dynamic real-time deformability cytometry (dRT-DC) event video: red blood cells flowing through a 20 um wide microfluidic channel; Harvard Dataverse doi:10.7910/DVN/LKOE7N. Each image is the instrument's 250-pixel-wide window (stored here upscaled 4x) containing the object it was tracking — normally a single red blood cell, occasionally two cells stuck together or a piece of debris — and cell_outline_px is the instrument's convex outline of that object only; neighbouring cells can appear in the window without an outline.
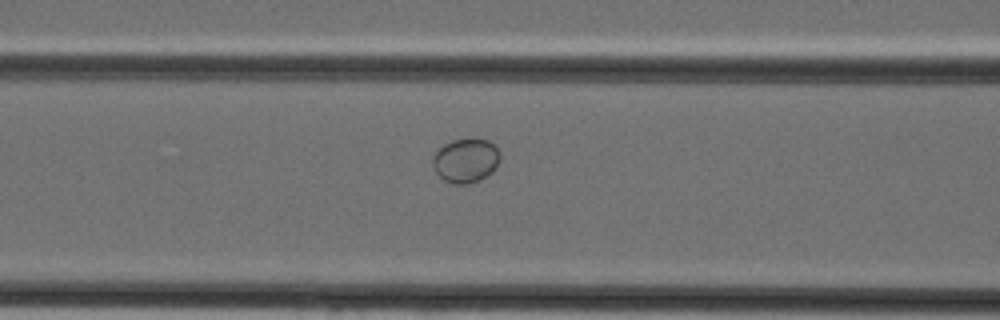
{"species": "Egyptian fruit bat (a non-hibernating species)", "species_latin": "Rousettus aegyptiacus", "temperature_condition": "cold", "stored_images_in_passage": 26, "camera_frame_rate_fps": 3000, "um_per_image_px": 0.085, "animal": {"sex": "female"}, "frame": {"image": 1, "passage_image": 7, "time_ms": 2.0, "image_size_px": [1000, 320], "cell_outline_px": [[500, 160], [496, 168], [492, 172], [480, 180], [468, 184], [456, 184], [444, 180], [436, 172], [432, 164], [432, 156], [444, 144], [452, 140], [472, 136], [488, 140], [500, 152]], "centroid_in_image_um": [39.6, 13.61], "position_along_channel_um": 127.0, "area_um2": 17.69}}
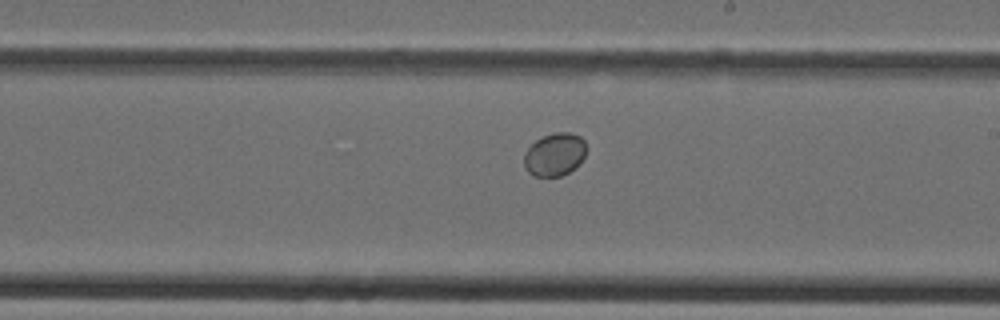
{"frame": {"image": 2, "passage_image": 14, "time_ms": 4.333, "image_size_px": [1000, 320], "cell_outline_px": [[588, 148], [580, 164], [568, 172], [560, 176], [536, 176], [528, 172], [524, 164], [524, 152], [536, 140], [544, 136], [556, 132], [568, 132], [580, 136], [584, 140]], "centroid_in_image_um": [47.17, 13.12], "position_along_channel_um": 241.8, "area_um2": 15.61}}
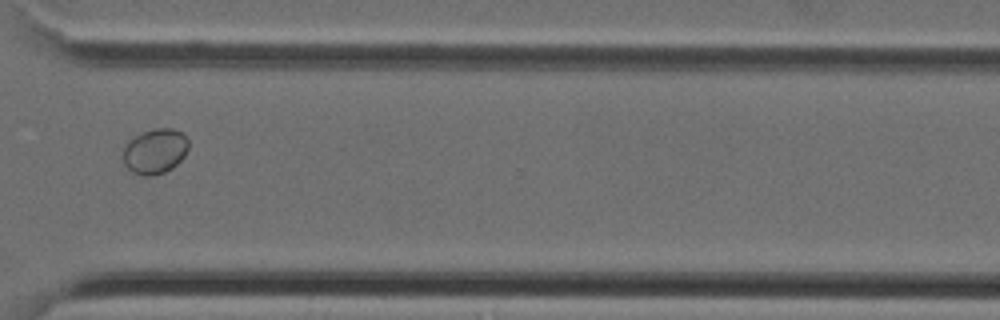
{"frame": {"image": 3, "passage_image": 21, "time_ms": 6.667, "image_size_px": [1000, 320], "cell_outline_px": [[188, 148], [184, 156], [172, 168], [164, 172], [152, 176], [140, 176], [132, 172], [124, 164], [124, 148], [132, 136], [140, 132], [156, 128], [172, 128], [184, 132], [188, 140]], "centroid_in_image_um": [13.18, 12.84], "position_along_channel_um": 357.4, "area_um2": 17.4}}